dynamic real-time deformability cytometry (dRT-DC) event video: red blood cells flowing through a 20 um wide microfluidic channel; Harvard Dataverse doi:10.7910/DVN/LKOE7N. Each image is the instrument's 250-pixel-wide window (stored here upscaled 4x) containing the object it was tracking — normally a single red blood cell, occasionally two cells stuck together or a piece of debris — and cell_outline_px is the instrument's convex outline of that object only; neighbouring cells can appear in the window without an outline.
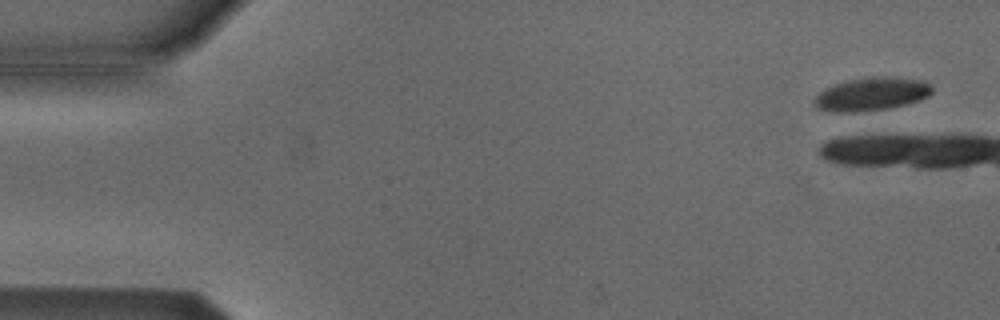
{"species": "Egyptian fruit bat (a non-hibernating species)", "species_latin": "Rousettus aegyptiacus", "temperature_condition": "cold", "stored_images_in_passage": 4, "camera_frame_rate_fps": 3000, "um_per_image_px": 0.085, "animal": {"sex": "male"}, "frame": {"image": 1, "passage_image": 2, "time_ms": 0.333, "image_size_px": [1000, 320], "cell_outline_px": [[932, 92], [928, 96], [904, 104], [888, 108], [856, 112], [832, 112], [816, 108], [816, 96], [824, 88], [848, 80], [872, 76], [892, 76], [920, 80], [928, 84], [932, 88]], "centroid_in_image_um": [74.06, 7.98], "position_along_channel_um": 10.9, "area_um2": 22.48}}